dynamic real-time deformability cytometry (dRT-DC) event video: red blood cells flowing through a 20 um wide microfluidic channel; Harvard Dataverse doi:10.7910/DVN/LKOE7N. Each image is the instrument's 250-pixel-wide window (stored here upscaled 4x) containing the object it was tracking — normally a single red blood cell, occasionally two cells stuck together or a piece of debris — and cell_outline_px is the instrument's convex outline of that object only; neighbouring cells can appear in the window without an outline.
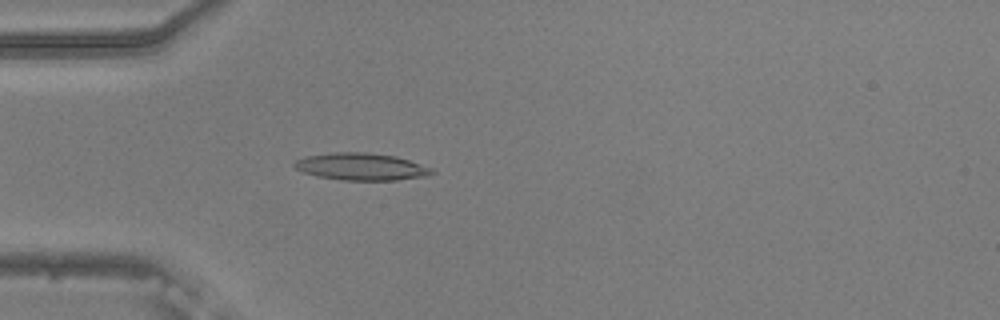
{"species": "common noctule bat (a hibernating species)", "species_latin": "Nyctalus noctula", "temperature_condition": "warm", "stored_images_in_passage": 54, "camera_frame_rate_fps": 3000, "um_per_image_px": 0.085, "animal": {"sex": "male", "body_mass_g": 20.5, "forearm_length_mm": 52.5}, "frame": {"image": 1, "passage_image": 16, "time_ms": 5.0, "image_size_px": [1000, 320], "cell_outline_px": [[436, 172], [428, 176], [396, 180], [340, 180], [316, 176], [304, 172], [296, 168], [292, 164], [296, 160], [304, 156], [332, 152], [364, 152], [396, 156], [432, 168]], "centroid_in_image_um": [30.69, 14.16], "position_along_channel_um": 54.3, "area_um2": 21.85}}
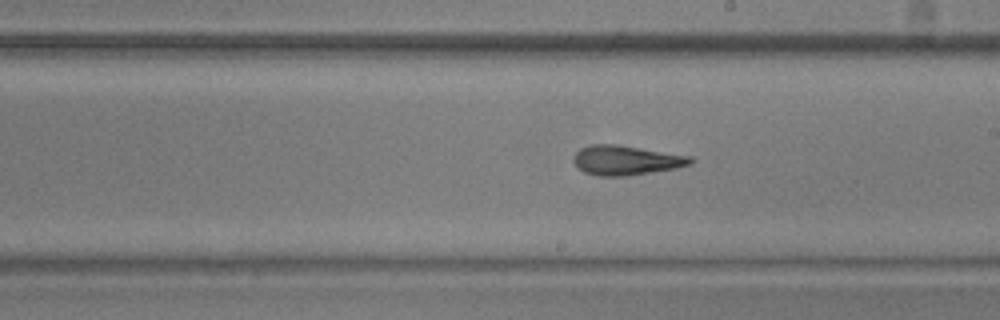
{"frame": {"image": 2, "passage_image": 31, "time_ms": 10.0, "image_size_px": [1000, 320], "cell_outline_px": [[696, 160], [692, 164], [676, 168], [652, 172], [624, 176], [596, 176], [584, 172], [572, 160], [576, 152], [580, 148], [588, 144], [616, 144], [692, 156]], "centroid_in_image_um": [53.23, 13.61], "position_along_channel_um": 235.8, "area_um2": 20.29}}
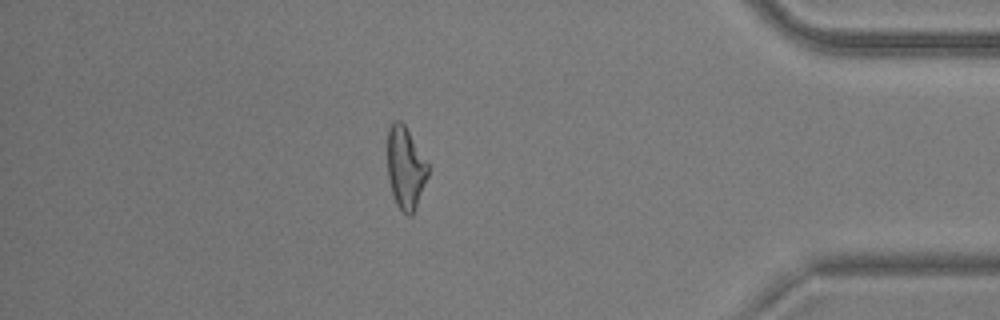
{"frame": {"image": 3, "passage_image": 47, "time_ms": 15.333, "image_size_px": [1000, 320], "cell_outline_px": [[428, 176], [416, 208], [412, 216], [408, 216], [396, 204], [388, 180], [388, 128], [392, 120], [400, 120], [404, 124], [428, 164]], "centroid_in_image_um": [34.46, 14.27], "position_along_channel_um": 400.7, "area_um2": 19.31}, "authors_computed_cell_mechanics": {"area_um2": 20.1433, "velocity_mm_per_s": 3.7752, "shape_relaxation_time_tau1_ms": 9.7604, "shape_relaxation_time_tau2_ms": 3.9922, "deformation_change_tau1": 0.2776, "deformation_change_tau2": 0.1684}}